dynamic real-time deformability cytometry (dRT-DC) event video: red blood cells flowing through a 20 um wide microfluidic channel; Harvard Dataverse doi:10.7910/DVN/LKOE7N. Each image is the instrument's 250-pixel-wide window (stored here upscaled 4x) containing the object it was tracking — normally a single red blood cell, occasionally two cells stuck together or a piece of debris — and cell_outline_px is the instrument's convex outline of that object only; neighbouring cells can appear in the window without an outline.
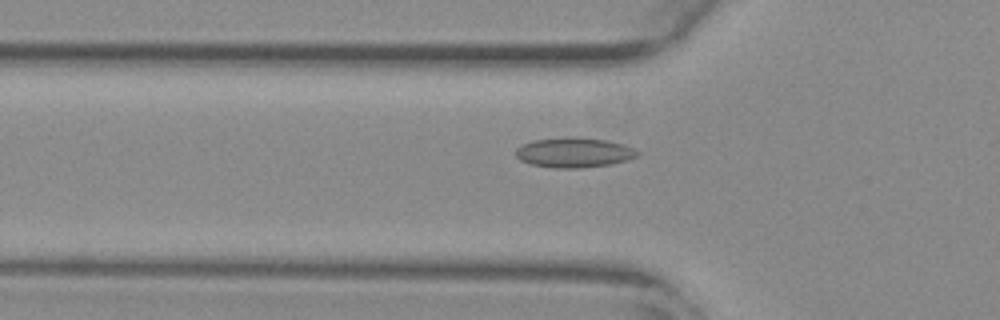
{"species": "common noctule bat (a hibernating species)", "species_latin": "Nyctalus noctula", "temperature_condition": "warm", "stored_images_in_passage": 55, "camera_frame_rate_fps": 3000, "um_per_image_px": 0.085, "animal": {"sex": "female", "body_mass_g": 29.2, "forearm_length_mm": 56.3}, "frame": {"image": 1, "passage_image": 19, "time_ms": 6.0, "image_size_px": [1000, 320], "cell_outline_px": [[640, 152], [636, 156], [628, 160], [612, 164], [580, 168], [556, 168], [532, 164], [520, 160], [516, 156], [516, 148], [532, 140], [608, 140], [624, 144]], "centroid_in_image_um": [48.82, 13.02], "position_along_channel_um": 77.0, "area_um2": 20.17}}
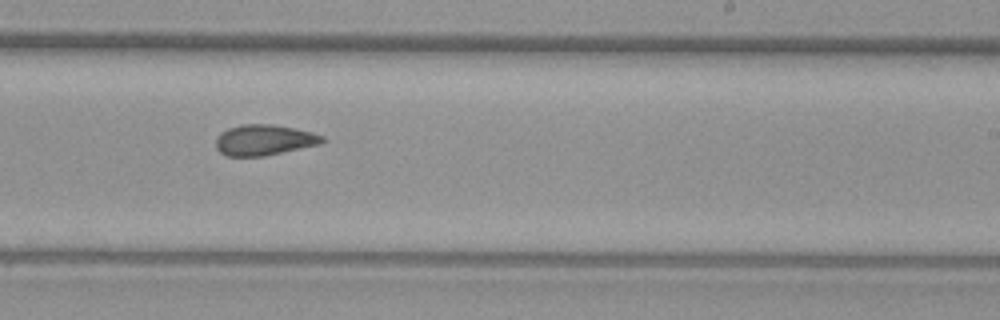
{"frame": {"image": 2, "passage_image": 34, "time_ms": 11.0, "image_size_px": [1000, 320], "cell_outline_px": [[324, 140], [320, 144], [264, 156], [228, 156], [220, 152], [216, 148], [216, 136], [220, 132], [228, 128], [240, 124], [272, 124], [312, 132], [324, 136]], "centroid_in_image_um": [22.41, 11.89], "position_along_channel_um": 266.6, "area_um2": 19.02}}
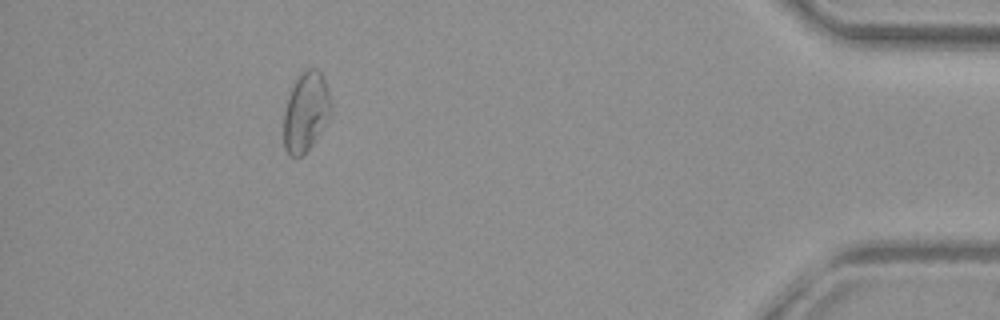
{"frame": {"image": 3, "passage_image": 50, "time_ms": 16.333, "image_size_px": [1000, 320], "cell_outline_px": [[332, 112], [308, 148], [300, 156], [288, 156], [284, 148], [284, 112], [292, 88], [300, 72], [304, 68], [316, 68], [324, 76], [328, 88], [332, 104]], "centroid_in_image_um": [26.0, 9.45], "position_along_channel_um": 409.2, "area_um2": 21.62}, "authors_computed_cell_mechanics": {"area_um2": 20.2878, "velocity_mm_per_s": 3.786, "shape_relaxation_time_tau1_ms": null, "shape_relaxation_time_tau2_ms": 2.9161, "deformation_change_tau1": null, "deformation_change_tau2": 0.087}}